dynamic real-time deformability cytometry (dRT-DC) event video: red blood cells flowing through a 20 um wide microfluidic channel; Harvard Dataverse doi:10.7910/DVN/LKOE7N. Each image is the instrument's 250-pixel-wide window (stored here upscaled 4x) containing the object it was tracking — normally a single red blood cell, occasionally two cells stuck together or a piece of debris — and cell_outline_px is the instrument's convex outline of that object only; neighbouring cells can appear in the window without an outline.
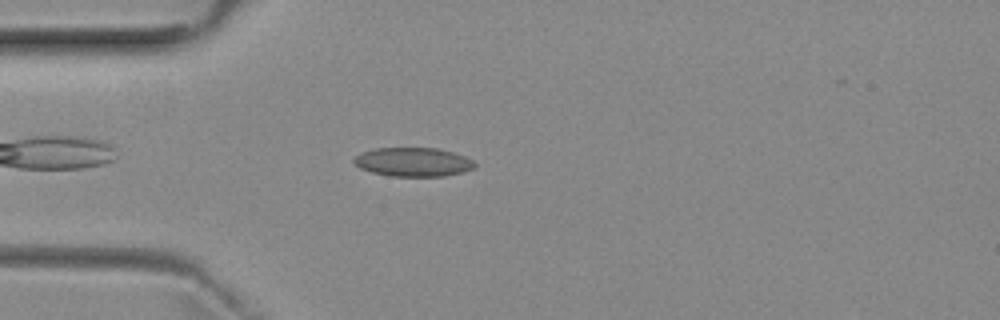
{"species": "common noctule bat (a hibernating species)", "species_latin": "Nyctalus noctula", "temperature_condition": "room temperature", "stored_images_in_passage": 3, "camera_frame_rate_fps": 3000, "um_per_image_px": 0.085, "animal": {"sex": "female", "body_mass_g": 29.2, "forearm_length_mm": 56.3}, "frame": {"image": 1, "passage_image": 2, "time_ms": 1.0, "image_size_px": [1000, 320], "cell_outline_px": [[476, 168], [464, 172], [444, 176], [388, 176], [372, 172], [360, 168], [352, 160], [360, 152], [376, 148], [436, 148], [452, 152], [464, 156], [472, 160], [476, 164]], "centroid_in_image_um": [35.12, 13.77], "position_along_channel_um": 49.9, "area_um2": 20.4}}